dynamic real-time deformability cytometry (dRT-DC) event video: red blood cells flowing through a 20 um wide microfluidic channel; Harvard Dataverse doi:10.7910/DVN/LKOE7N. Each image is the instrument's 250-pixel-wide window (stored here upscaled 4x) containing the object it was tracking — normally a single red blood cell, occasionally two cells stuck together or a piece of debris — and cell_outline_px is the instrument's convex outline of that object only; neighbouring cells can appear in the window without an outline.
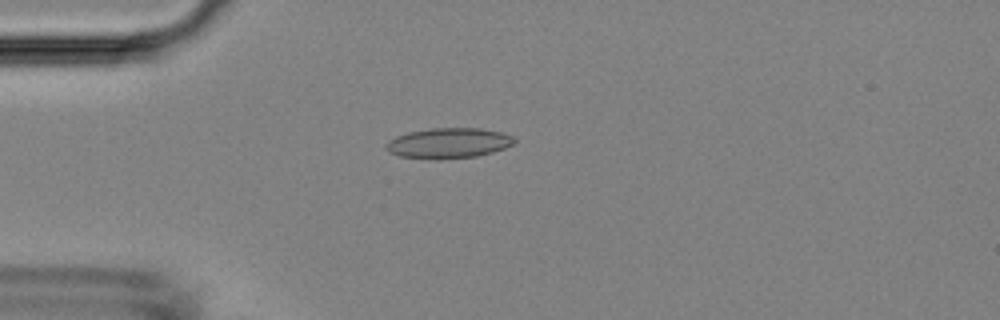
{"species": "Egyptian fruit bat (a non-hibernating species)", "species_latin": "Rousettus aegyptiacus", "temperature_condition": "room temperature", "stored_images_in_passage": 6, "camera_frame_rate_fps": 3000, "um_per_image_px": 0.085, "animal": {"sex": "female"}, "frame": {"image": 1, "passage_image": 4, "time_ms": 3.333, "image_size_px": [1000, 320], "cell_outline_px": [[516, 140], [512, 144], [504, 148], [492, 152], [476, 156], [436, 160], [400, 156], [388, 152], [384, 148], [384, 144], [388, 140], [396, 136], [408, 132], [432, 128], [480, 128], [500, 132], [512, 136]], "centroid_in_image_um": [38.06, 12.17], "position_along_channel_um": 46.9, "area_um2": 22.77}}